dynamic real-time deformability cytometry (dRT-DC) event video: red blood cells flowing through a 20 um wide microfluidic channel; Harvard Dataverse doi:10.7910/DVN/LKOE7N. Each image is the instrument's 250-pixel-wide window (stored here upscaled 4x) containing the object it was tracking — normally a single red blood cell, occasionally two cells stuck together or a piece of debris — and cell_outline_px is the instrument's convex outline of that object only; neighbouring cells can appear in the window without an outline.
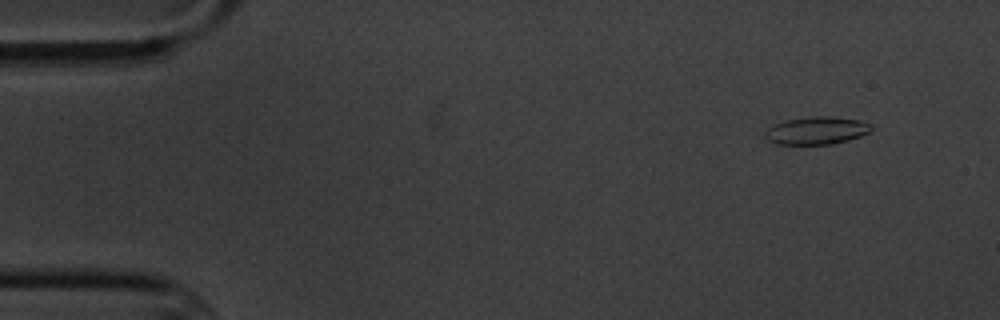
{"species": "common noctule bat (a hibernating species)", "species_latin": "Nyctalus noctula", "temperature_condition": "cold", "stored_images_in_passage": 8, "camera_frame_rate_fps": 3000, "um_per_image_px": 0.085, "animal": {"sex": "male", "body_mass_g": 20.1, "forearm_length_mm": 53.5}, "frame": {"image": 1, "passage_image": 2, "time_ms": 1.333, "image_size_px": [1000, 320], "cell_outline_px": [[872, 128], [868, 132], [860, 136], [848, 140], [832, 144], [776, 144], [768, 140], [764, 136], [764, 132], [768, 128], [776, 124], [788, 120], [812, 116], [832, 116], [860, 120], [872, 124]], "centroid_in_image_um": [69.42, 11.09], "position_along_channel_um": 15.6, "area_um2": 17.05}}
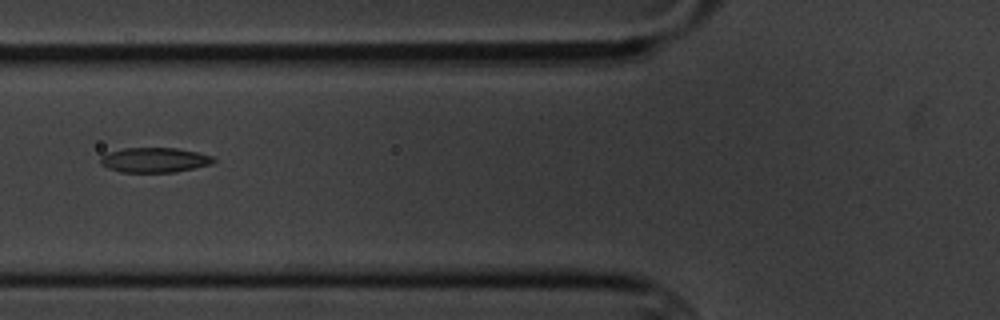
{"frame": {"image": 2, "passage_image": 7, "time_ms": 7.0, "image_size_px": [1000, 320], "cell_outline_px": [[216, 160], [212, 164], [176, 172], [120, 172], [108, 168], [100, 164], [100, 156], [108, 152], [124, 148], [176, 148], [196, 152], [212, 156]], "centroid_in_image_um": [13.11, 13.6], "position_along_channel_um": 112.7, "area_um2": 16.42}}
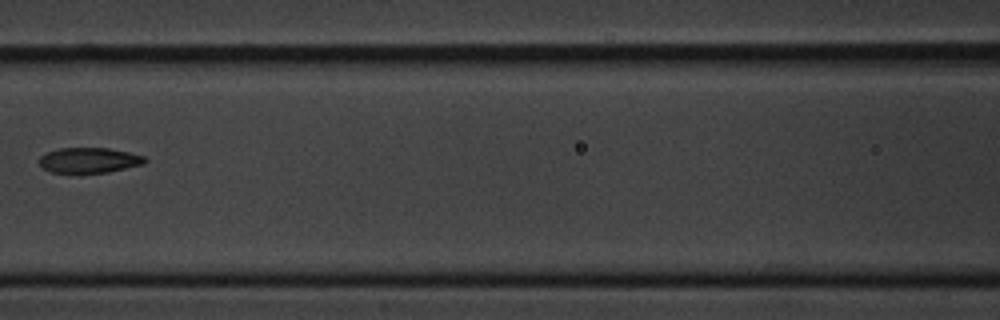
{"frame": {"image": 3, "passage_image": 8, "time_ms": 8.333, "image_size_px": [1000, 320], "cell_outline_px": [[148, 160], [144, 164], [108, 172], [52, 172], [44, 168], [40, 164], [40, 156], [48, 152], [60, 148], [108, 148], [128, 152], [144, 156]], "centroid_in_image_um": [7.61, 13.61], "position_along_channel_um": 159.0, "area_um2": 15.32}}